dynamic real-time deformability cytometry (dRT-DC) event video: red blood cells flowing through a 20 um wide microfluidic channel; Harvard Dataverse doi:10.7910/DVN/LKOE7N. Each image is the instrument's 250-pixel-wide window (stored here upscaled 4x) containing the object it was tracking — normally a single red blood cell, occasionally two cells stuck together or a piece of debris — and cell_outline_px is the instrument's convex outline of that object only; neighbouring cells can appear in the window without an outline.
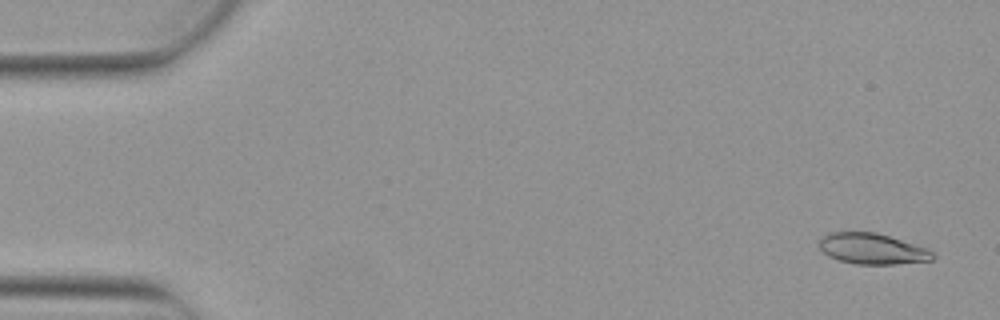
{"species": "Egyptian fruit bat (a non-hibernating species)", "species_latin": "Rousettus aegyptiacus", "temperature_condition": "warm", "stored_images_in_passage": 4, "camera_frame_rate_fps": 3000, "um_per_image_px": 0.085, "animal": {"sex": "female"}, "frame": {"image": 1, "passage_image": 1, "time_ms": 0.0, "image_size_px": [1000, 320], "cell_outline_px": [[936, 256], [932, 260], [896, 264], [856, 264], [840, 260], [828, 256], [820, 248], [820, 236], [828, 232], [876, 232], [928, 248]], "centroid_in_image_um": [74.14, 21.14], "position_along_channel_um": 10.9, "area_um2": 20.4}}
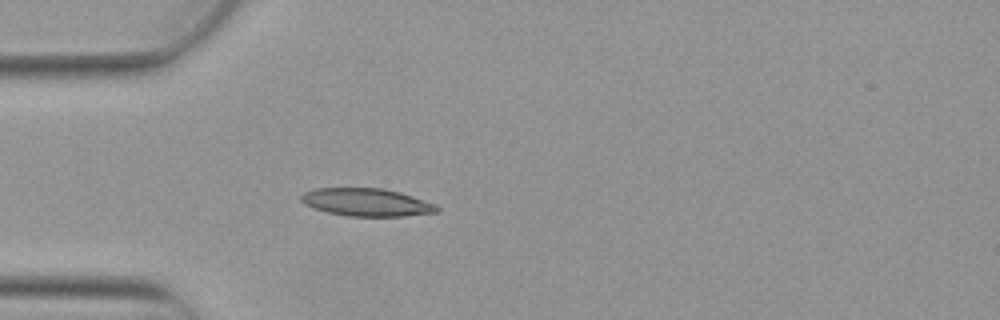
{"frame": {"image": 2, "passage_image": 4, "time_ms": 1.0, "image_size_px": [1000, 320], "cell_outline_px": [[440, 212], [404, 216], [348, 216], [328, 212], [304, 204], [300, 200], [300, 196], [304, 192], [316, 188], [384, 188], [400, 192], [436, 204], [440, 208]], "centroid_in_image_um": [31.19, 17.19], "position_along_channel_um": 53.8, "area_um2": 22.02}}